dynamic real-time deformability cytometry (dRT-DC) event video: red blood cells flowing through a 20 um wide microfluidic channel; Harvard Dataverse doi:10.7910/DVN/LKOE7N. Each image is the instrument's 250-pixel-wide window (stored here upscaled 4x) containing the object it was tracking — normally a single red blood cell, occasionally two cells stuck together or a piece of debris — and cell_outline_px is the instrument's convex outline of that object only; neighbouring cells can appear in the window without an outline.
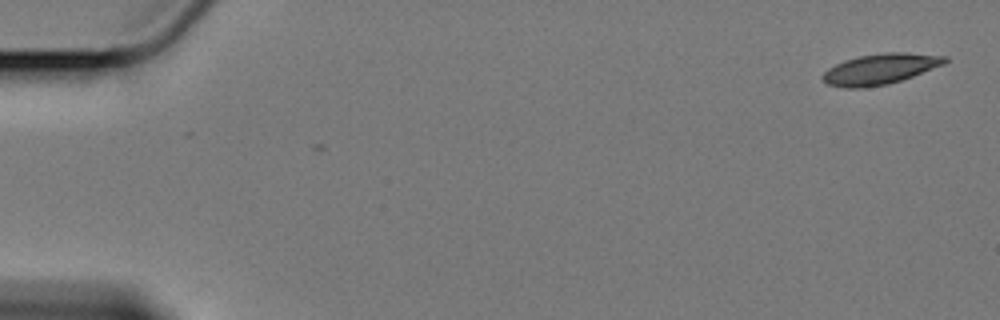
{"species": "Egyptian fruit bat (a non-hibernating species)", "species_latin": "Rousettus aegyptiacus", "temperature_condition": "cold", "stored_images_in_passage": 2, "camera_frame_rate_fps": 3000, "um_per_image_px": 0.085, "animal": {"sex": "female"}, "frame": {"image": 1, "passage_image": 2, "time_ms": 0.333, "image_size_px": [1000, 320], "cell_outline_px": [[948, 60], [944, 64], [912, 76], [888, 84], [860, 88], [844, 88], [828, 84], [820, 76], [828, 68], [844, 60], [860, 56], [884, 52], [908, 52], [948, 56]], "centroid_in_image_um": [74.81, 5.85], "position_along_channel_um": 10.2, "area_um2": 21.73}}